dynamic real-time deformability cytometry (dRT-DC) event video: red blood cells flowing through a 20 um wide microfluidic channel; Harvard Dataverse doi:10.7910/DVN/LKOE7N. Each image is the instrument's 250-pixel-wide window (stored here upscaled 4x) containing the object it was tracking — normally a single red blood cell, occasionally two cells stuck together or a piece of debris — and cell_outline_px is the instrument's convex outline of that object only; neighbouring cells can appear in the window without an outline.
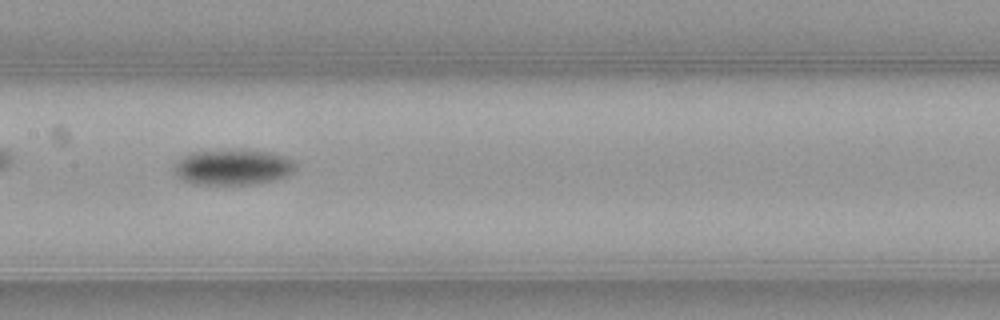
{"species": "common noctule bat (a hibernating species)", "species_latin": "Nyctalus noctula", "temperature_condition": "warm", "stored_images_in_passage": 37, "camera_frame_rate_fps": 3000, "um_per_image_px": 0.085, "animal": {"sex": "female", "body_mass_g": 21.9}, "frame": {"image": 1, "passage_image": 11, "time_ms": 3.333, "image_size_px": [1000, 320], "cell_outline_px": [[296, 168], [292, 172], [276, 180], [252, 184], [196, 184], [180, 180], [176, 176], [172, 168], [172, 164], [188, 152], [240, 148], [272, 152], [284, 156], [292, 160], [296, 164]], "centroid_in_image_um": [19.73, 14.18], "position_along_channel_um": 187.7, "area_um2": 25.95}}
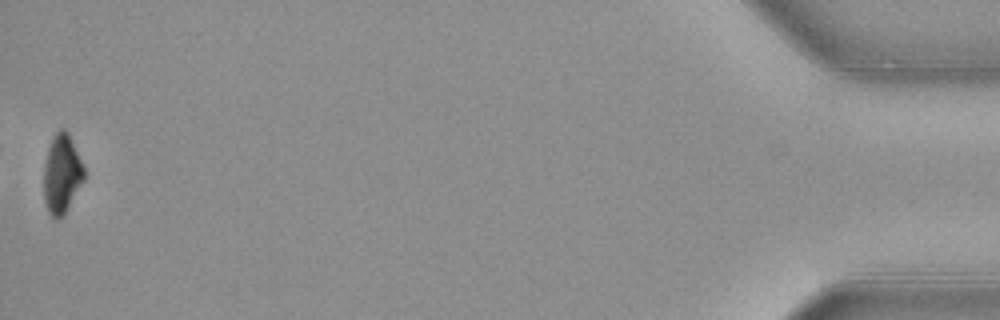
{"frame": {"image": 2, "passage_image": 37, "time_ms": 12.0, "image_size_px": [1000, 320], "cell_outline_px": [[84, 180], [64, 216], [56, 220], [48, 212], [44, 200], [44, 164], [48, 148], [56, 132], [60, 128], [64, 128], [68, 132], [84, 168]], "centroid_in_image_um": [5.25, 14.82], "position_along_channel_um": 430.0, "area_um2": 18.5}, "authors_computed_cell_mechanics": {"area_um2": 22.7732, "velocity_mm_per_s": 3.9781, "shape_relaxation_time_tau1_ms": 2.7047, "shape_relaxation_time_tau2_ms": null, "deformation_change_tau1": 0.1004, "deformation_change_tau2": null}}